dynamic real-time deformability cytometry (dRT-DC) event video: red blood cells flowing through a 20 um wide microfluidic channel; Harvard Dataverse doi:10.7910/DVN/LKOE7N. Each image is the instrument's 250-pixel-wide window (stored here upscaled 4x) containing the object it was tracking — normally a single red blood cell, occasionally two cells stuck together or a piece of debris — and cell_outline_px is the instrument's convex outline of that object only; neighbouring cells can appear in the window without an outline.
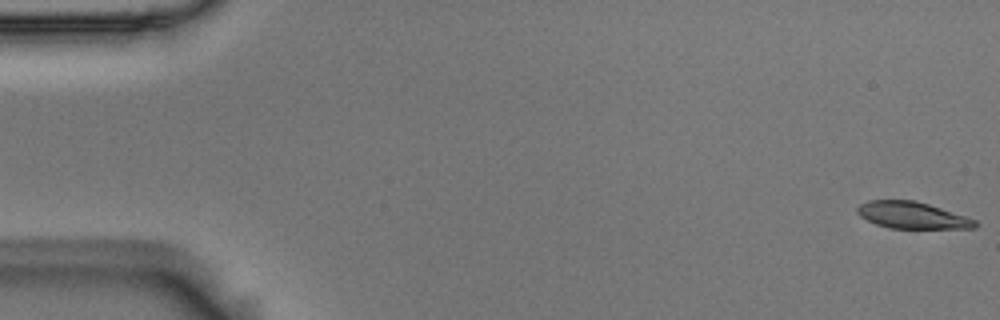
{"species": "Egyptian fruit bat (a non-hibernating species)", "species_latin": "Rousettus aegyptiacus", "temperature_condition": "room temperature", "stored_images_in_passage": 5, "camera_frame_rate_fps": 3000, "um_per_image_px": 0.085, "animal": {"sex": "male"}, "frame": {"image": 1, "passage_image": 1, "time_ms": 0.0, "image_size_px": [1000, 320], "cell_outline_px": [[980, 224], [976, 228], [892, 228], [876, 224], [860, 216], [856, 212], [856, 208], [860, 204], [868, 200], [916, 200], [976, 220]], "centroid_in_image_um": [77.52, 18.29], "position_along_channel_um": 7.5, "area_um2": 18.21}}
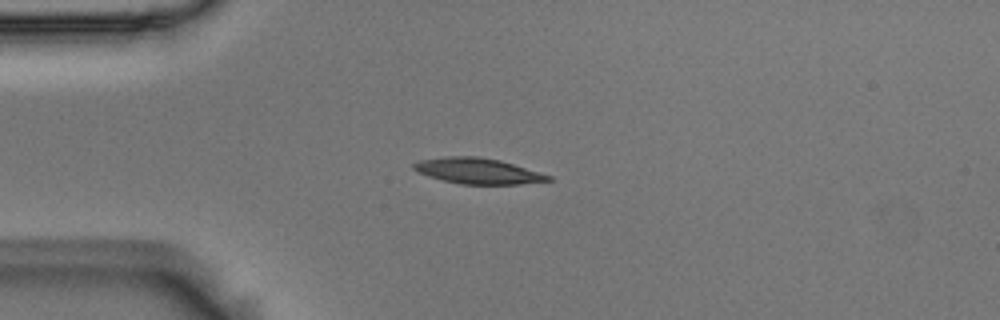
{"frame": {"image": 2, "passage_image": 4, "time_ms": 1.0, "image_size_px": [1000, 320], "cell_outline_px": [[552, 180], [520, 184], [460, 184], [428, 176], [416, 172], [412, 168], [412, 164], [420, 160], [444, 156], [480, 156], [500, 160], [552, 176]], "centroid_in_image_um": [40.58, 14.52], "position_along_channel_um": 44.4, "area_um2": 20.17}}